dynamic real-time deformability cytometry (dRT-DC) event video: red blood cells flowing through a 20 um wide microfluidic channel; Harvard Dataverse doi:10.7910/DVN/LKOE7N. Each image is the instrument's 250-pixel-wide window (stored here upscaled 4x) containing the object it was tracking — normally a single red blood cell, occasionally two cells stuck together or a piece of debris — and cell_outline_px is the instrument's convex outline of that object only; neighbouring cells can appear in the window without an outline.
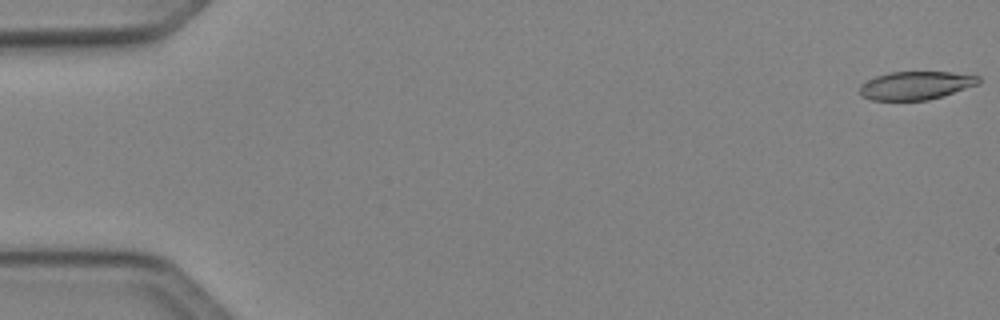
{"species": "Egyptian fruit bat (a non-hibernating species)", "species_latin": "Rousettus aegyptiacus", "temperature_condition": "cold", "stored_images_in_passage": 50, "camera_frame_rate_fps": 3000, "um_per_image_px": 0.085, "animal": {"sex": "female"}, "frame": {"image": 1, "passage_image": 1, "time_ms": 0.0, "image_size_px": [1000, 320], "cell_outline_px": [[980, 84], [928, 100], [872, 100], [864, 96], [860, 92], [860, 84], [876, 76], [888, 72], [948, 72], [980, 76]], "centroid_in_image_um": [77.86, 7.26], "position_along_channel_um": 7.1, "area_um2": 19.42}}
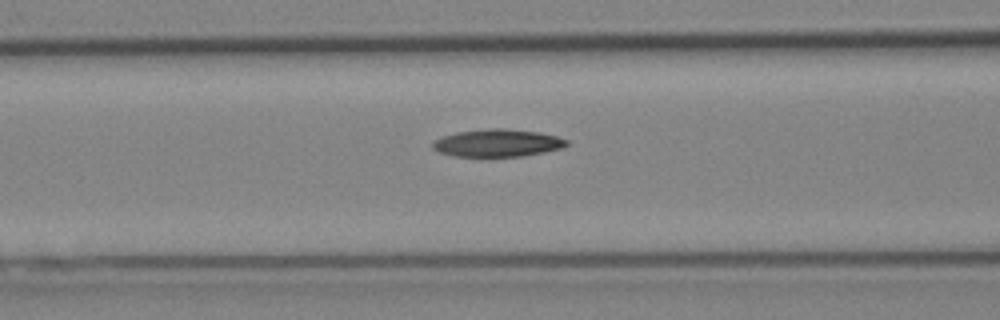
{"frame": {"image": 2, "passage_image": 21, "time_ms": 6.667, "image_size_px": [1000, 320], "cell_outline_px": [[568, 144], [560, 148], [544, 152], [520, 156], [452, 156], [440, 152], [432, 148], [432, 144], [436, 140], [444, 136], [456, 132], [492, 128], [504, 128], [540, 132], [556, 136], [568, 140]], "centroid_in_image_um": [42.29, 12.15], "position_along_channel_um": 124.3, "area_um2": 21.27}}
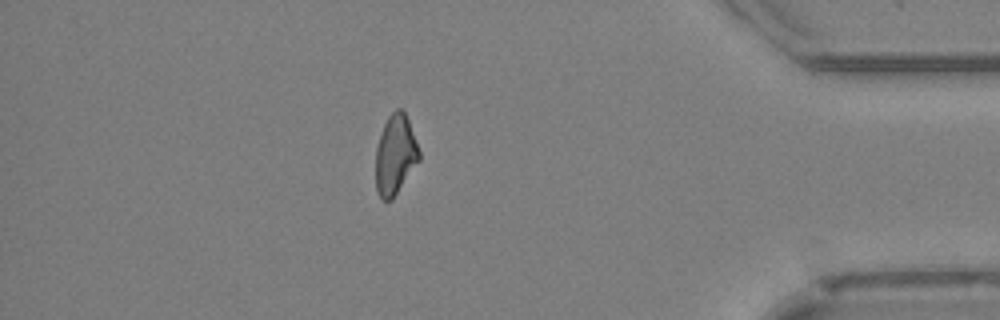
{"frame": {"image": 3, "passage_image": 44, "time_ms": 14.333, "image_size_px": [1000, 320], "cell_outline_px": [[420, 160], [392, 200], [384, 200], [380, 196], [376, 188], [376, 148], [384, 124], [388, 116], [396, 108], [400, 108], [404, 112], [408, 120], [420, 152]], "centroid_in_image_um": [33.6, 13.16], "position_along_channel_um": 401.6, "area_um2": 20.0}, "authors_computed_cell_mechanics": {"area_um2": 21.0681, "velocity_mm_per_s": 4.1121, "shape_relaxation_time_tau1_ms": 8.8508, "shape_relaxation_time_tau2_ms": 6.3437, "deformation_change_tau1": 0.1855, "deformation_change_tau2": 0.1572}}